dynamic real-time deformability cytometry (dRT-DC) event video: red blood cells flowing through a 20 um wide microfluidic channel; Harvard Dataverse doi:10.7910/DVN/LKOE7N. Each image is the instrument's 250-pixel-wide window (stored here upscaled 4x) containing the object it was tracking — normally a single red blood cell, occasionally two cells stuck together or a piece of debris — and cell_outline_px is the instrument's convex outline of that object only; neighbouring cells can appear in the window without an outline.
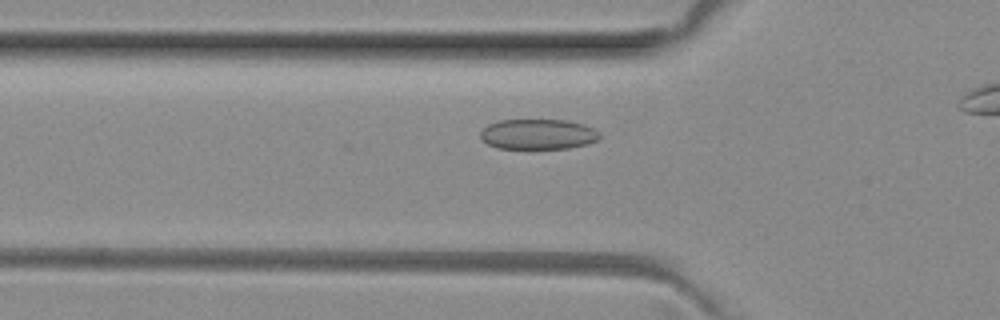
{"species": "common noctule bat (a hibernating species)", "species_latin": "Nyctalus noctula", "temperature_condition": "room temperature", "stored_images_in_passage": 28, "camera_frame_rate_fps": 3000, "um_per_image_px": 0.085, "animal": {"sex": "female", "body_mass_g": 29.2, "forearm_length_mm": 56.3}, "frame": {"image": 1, "passage_image": 6, "time_ms": 1.667, "image_size_px": [1000, 320], "cell_outline_px": [[600, 140], [588, 144], [568, 148], [500, 148], [488, 144], [480, 136], [480, 132], [488, 124], [500, 120], [568, 120], [584, 124], [600, 132]], "centroid_in_image_um": [45.78, 11.4], "position_along_channel_um": 80.0, "area_um2": 21.04}}
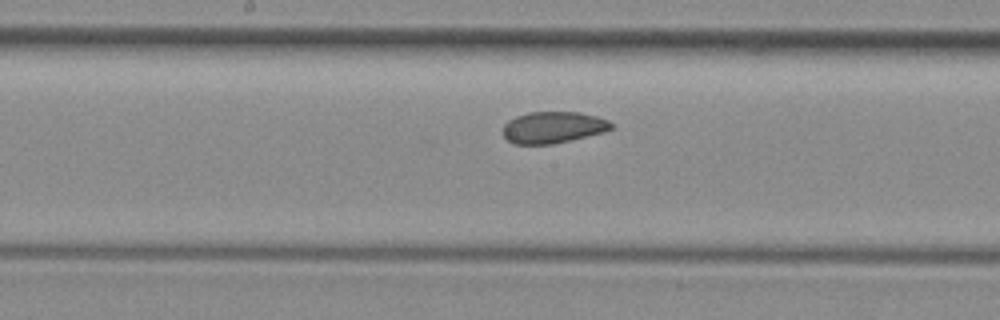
{"frame": {"image": 2, "passage_image": 15, "time_ms": 4.667, "image_size_px": [1000, 320], "cell_outline_px": [[612, 128], [604, 132], [552, 144], [512, 144], [504, 136], [504, 124], [508, 120], [516, 116], [528, 112], [580, 112], [596, 116], [608, 120], [612, 124]], "centroid_in_image_um": [47.0, 10.82], "position_along_channel_um": 201.2, "area_um2": 19.83}}
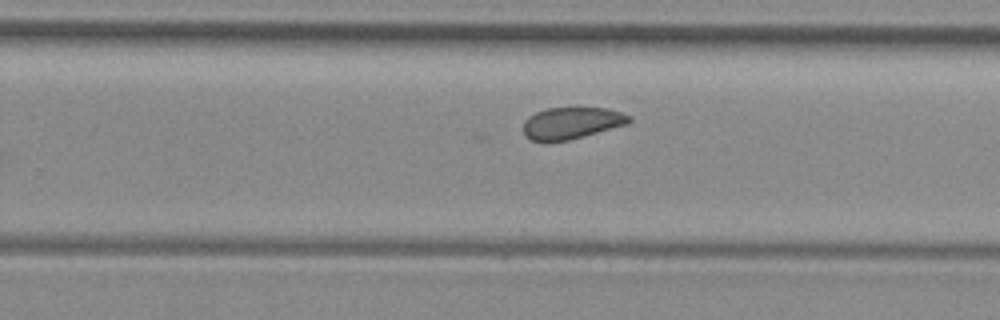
{"frame": {"image": 3, "passage_image": 21, "time_ms": 6.667, "image_size_px": [1000, 320], "cell_outline_px": [[632, 120], [628, 124], [568, 140], [544, 144], [532, 140], [524, 136], [524, 120], [528, 116], [536, 112], [548, 108], [608, 108], [632, 116]], "centroid_in_image_um": [48.55, 10.48], "position_along_channel_um": 281.2, "area_um2": 19.88}, "authors_computed_cell_mechanics": {"area_um2": 20.4323, "velocity_mm_per_s": 4.0121, "shape_relaxation_time_tau1_ms": null, "shape_relaxation_time_tau2_ms": 0.9496, "deformation_change_tau1": null, "deformation_change_tau2": 0.0534}}